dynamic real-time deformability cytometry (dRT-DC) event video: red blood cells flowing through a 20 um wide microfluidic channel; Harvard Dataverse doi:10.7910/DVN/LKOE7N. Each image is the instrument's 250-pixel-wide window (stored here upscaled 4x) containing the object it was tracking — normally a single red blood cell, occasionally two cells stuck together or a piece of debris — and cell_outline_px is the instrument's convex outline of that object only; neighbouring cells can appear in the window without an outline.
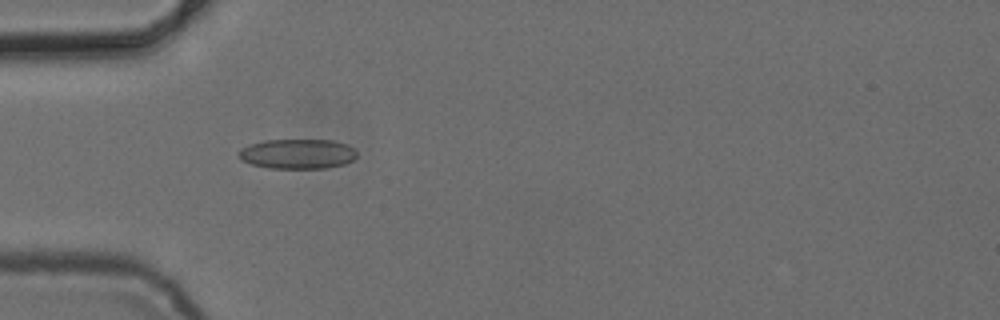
{"species": "common noctule bat (a hibernating species)", "species_latin": "Nyctalus noctula", "temperature_condition": "cold", "stored_images_in_passage": 3, "camera_frame_rate_fps": 3000, "um_per_image_px": 0.085, "animal": {"sex": "female", "body_mass_g": 24.6, "forearm_length_mm": 56.2}, "frame": {"image": 1, "passage_image": 2, "time_ms": 1.333, "image_size_px": [1000, 320], "cell_outline_px": [[356, 156], [352, 160], [344, 164], [324, 168], [268, 168], [252, 164], [240, 160], [236, 156], [240, 148], [248, 144], [264, 140], [332, 140], [348, 144], [356, 148]], "centroid_in_image_um": [25.25, 13.07], "position_along_channel_um": 59.7, "area_um2": 20.81}}
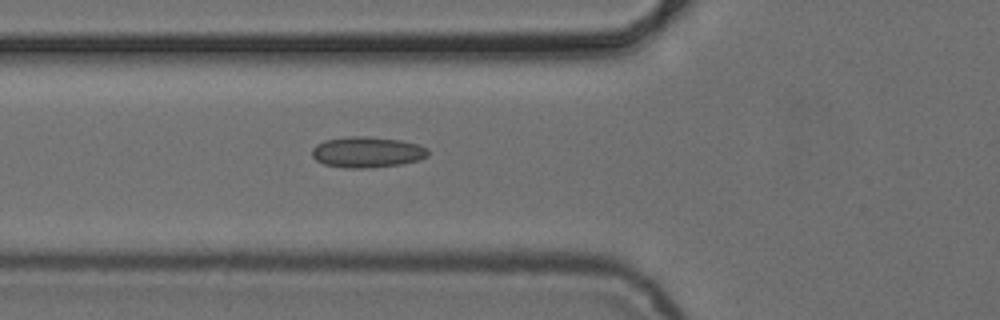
{"frame": {"image": 2, "passage_image": 3, "time_ms": 2.333, "image_size_px": [1000, 320], "cell_outline_px": [[428, 156], [420, 160], [400, 164], [364, 168], [344, 168], [324, 164], [316, 160], [312, 156], [312, 148], [316, 144], [324, 140], [348, 136], [364, 136], [400, 140], [416, 144], [428, 148]], "centroid_in_image_um": [31.18, 12.93], "position_along_channel_um": 94.6, "area_um2": 20.87}}